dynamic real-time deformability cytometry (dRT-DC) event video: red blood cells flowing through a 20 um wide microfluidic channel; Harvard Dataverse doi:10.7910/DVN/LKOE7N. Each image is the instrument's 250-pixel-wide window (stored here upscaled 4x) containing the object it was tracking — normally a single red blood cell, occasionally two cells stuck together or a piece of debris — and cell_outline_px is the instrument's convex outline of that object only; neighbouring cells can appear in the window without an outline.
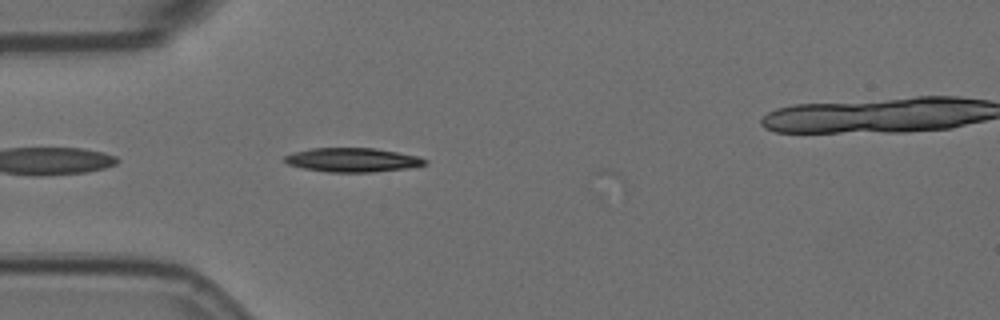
{"species": "Egyptian fruit bat (a non-hibernating species)", "species_latin": "Rousettus aegyptiacus", "temperature_condition": "room temperature", "stored_images_in_passage": 3, "camera_frame_rate_fps": 3000, "um_per_image_px": 0.085, "animal": {"sex": "female"}, "frame": {"image": 1, "passage_image": 2, "time_ms": 0.333, "image_size_px": [1000, 320], "cell_outline_px": [[428, 164], [408, 168], [372, 172], [328, 172], [304, 168], [288, 164], [284, 160], [284, 156], [292, 152], [312, 148], [376, 148], [416, 156], [428, 160]], "centroid_in_image_um": [29.96, 13.59], "position_along_channel_um": 55.0, "area_um2": 19.59}}